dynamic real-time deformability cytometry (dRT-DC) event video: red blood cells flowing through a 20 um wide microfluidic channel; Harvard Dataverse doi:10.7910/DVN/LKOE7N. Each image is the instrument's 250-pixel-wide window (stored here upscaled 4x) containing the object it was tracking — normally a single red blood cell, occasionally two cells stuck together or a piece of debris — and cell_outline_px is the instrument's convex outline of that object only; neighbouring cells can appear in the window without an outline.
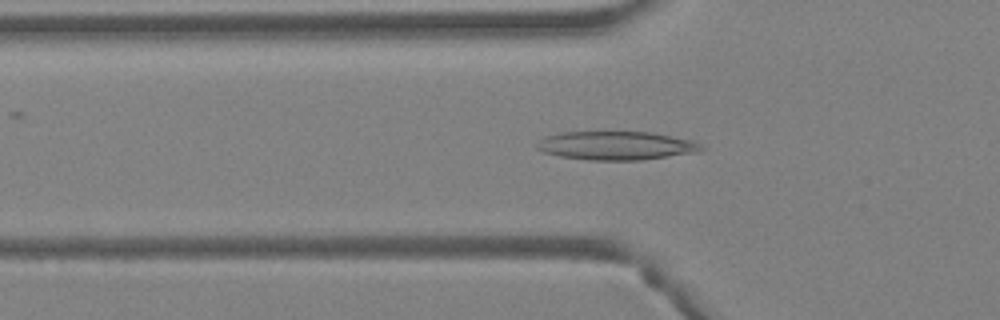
{"species": "Egyptian fruit bat (a non-hibernating species)", "species_latin": "Rousettus aegyptiacus", "temperature_condition": "warm", "stored_images_in_passage": 44, "camera_frame_rate_fps": 3000, "um_per_image_px": 0.085, "animal": {"sex": "female"}, "frame": {"image": 1, "passage_image": 15, "time_ms": 4.667, "image_size_px": [1000, 320], "cell_outline_px": [[704, 148], [700, 152], [644, 160], [588, 160], [560, 156], [544, 152], [536, 148], [536, 144], [540, 140], [548, 136], [564, 132], [652, 132], [692, 140], [700, 144]], "centroid_in_image_um": [52.43, 12.38], "position_along_channel_um": 73.4, "area_um2": 27.4}}
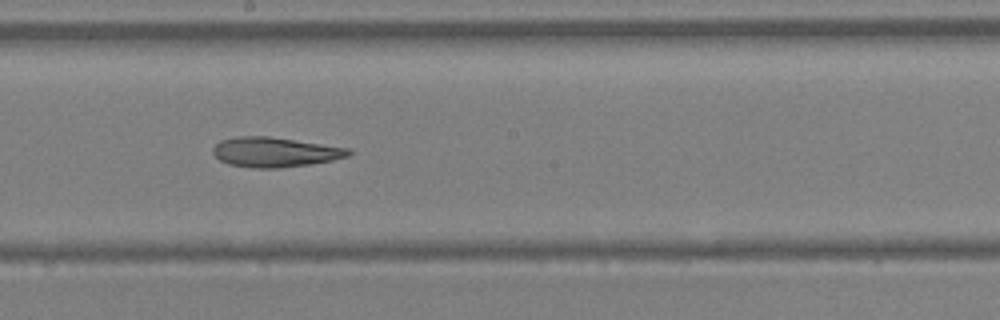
{"frame": {"image": 2, "passage_image": 25, "time_ms": 8.0, "image_size_px": [1000, 320], "cell_outline_px": [[352, 152], [348, 156], [332, 160], [308, 164], [280, 168], [256, 168], [228, 164], [220, 160], [212, 152], [212, 148], [220, 140], [236, 136], [268, 136], [352, 148]], "centroid_in_image_um": [23.37, 12.92], "position_along_channel_um": 224.8, "area_um2": 23.58}}
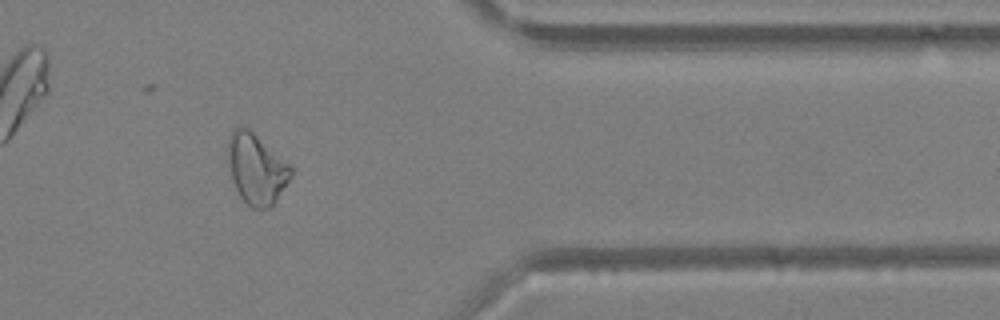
{"frame": {"image": 3, "passage_image": 37, "time_ms": 12.0, "image_size_px": [1000, 320], "cell_outline_px": [[292, 176], [276, 200], [268, 208], [252, 208], [240, 196], [232, 180], [228, 160], [228, 136], [232, 128], [240, 124], [248, 128], [292, 164]], "centroid_in_image_um": [21.8, 14.29], "position_along_channel_um": 389.6, "area_um2": 26.07}, "authors_computed_cell_mechanics": {"area_um2": 26.2412, "velocity_mm_per_s": 4.5433, "shape_relaxation_time_tau1_ms": null, "shape_relaxation_time_tau2_ms": 8.5285, "deformation_change_tau1": null, "deformation_change_tau2": 0.2152}}